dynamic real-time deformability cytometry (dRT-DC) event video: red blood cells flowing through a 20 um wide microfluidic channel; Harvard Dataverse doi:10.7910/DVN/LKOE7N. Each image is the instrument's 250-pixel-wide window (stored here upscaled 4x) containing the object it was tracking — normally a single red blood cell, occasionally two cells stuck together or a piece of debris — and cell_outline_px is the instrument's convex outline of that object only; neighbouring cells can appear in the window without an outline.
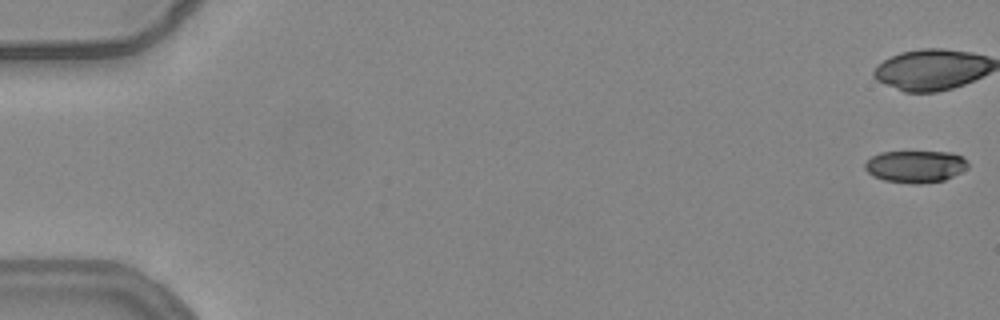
{"species": "common noctule bat (a hibernating species)", "species_latin": "Nyctalus noctula", "temperature_condition": "warm", "stored_images_in_passage": 3, "camera_frame_rate_fps": 3000, "um_per_image_px": 0.085, "animal": {"sex": "female", "body_mass_g": 24.6, "forearm_length_mm": 56.2}, "frame": {"image": 1, "passage_image": 1, "time_ms": 0.0, "image_size_px": [1000, 320], "cell_outline_px": [[968, 168], [944, 180], [920, 184], [912, 184], [884, 180], [872, 176], [864, 168], [864, 164], [872, 156], [880, 152], [952, 152], [960, 156], [968, 164]], "centroid_in_image_um": [77.78, 14.15], "position_along_channel_um": 7.2, "area_um2": 19.19}}